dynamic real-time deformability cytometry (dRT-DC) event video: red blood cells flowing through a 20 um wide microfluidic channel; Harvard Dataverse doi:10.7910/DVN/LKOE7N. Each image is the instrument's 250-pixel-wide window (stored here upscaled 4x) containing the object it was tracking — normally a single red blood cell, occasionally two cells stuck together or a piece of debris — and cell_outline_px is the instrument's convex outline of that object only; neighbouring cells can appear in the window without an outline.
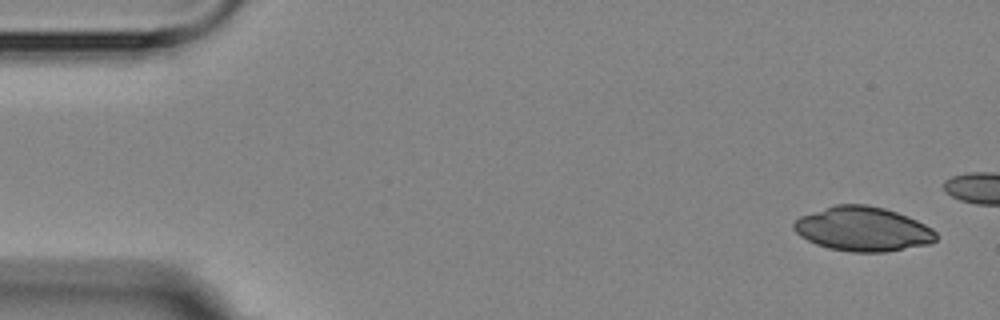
{"species": "Egyptian fruit bat (a non-hibernating species)", "species_latin": "Rousettus aegyptiacus", "temperature_condition": "room temperature", "stored_images_in_passage": 4, "camera_frame_rate_fps": 3000, "um_per_image_px": 0.085, "animal": {"sex": "female"}, "frame": {"image": 1, "passage_image": 1, "time_ms": 0.0, "image_size_px": [1000, 320], "cell_outline_px": [[936, 240], [928, 244], [884, 252], [852, 252], [828, 248], [816, 244], [800, 236], [792, 228], [792, 224], [800, 216], [836, 204], [864, 204], [884, 208], [908, 216], [932, 228], [936, 232]], "centroid_in_image_um": [73.32, 19.46], "position_along_channel_um": 11.7, "area_um2": 36.65}}